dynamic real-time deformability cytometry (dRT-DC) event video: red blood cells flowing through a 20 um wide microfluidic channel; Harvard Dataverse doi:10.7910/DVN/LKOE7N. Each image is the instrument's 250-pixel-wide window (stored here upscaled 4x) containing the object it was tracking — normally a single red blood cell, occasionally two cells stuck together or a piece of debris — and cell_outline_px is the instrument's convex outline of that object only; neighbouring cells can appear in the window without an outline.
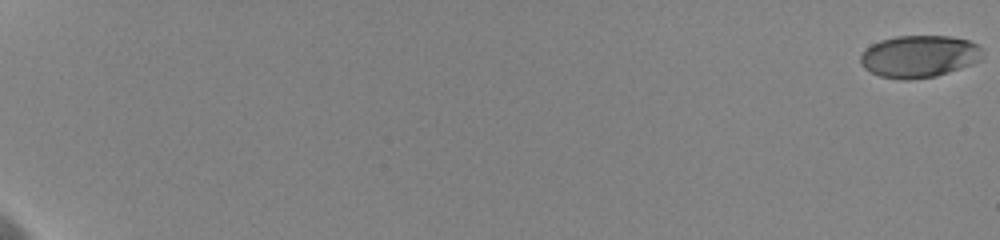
{"species": "human", "species_latin": "Homo sapiens", "temperature_condition": "cold", "stored_images_in_passage": 67, "camera_frame_rate_fps": 3000, "um_per_image_px": 0.085, "donor": {"sex": "female"}, "frame": {"image": 1, "passage_image": 1, "time_ms": 0.0, "image_size_px": [1000, 240], "cell_outline_px": [[980, 60], [972, 64], [936, 76], [908, 80], [900, 80], [880, 76], [864, 68], [860, 60], [860, 56], [872, 44], [880, 40], [896, 36], [948, 36], [968, 40], [976, 44], [980, 48]], "centroid_in_image_um": [78.1, 4.8], "position_along_channel_um": 6.9, "area_um2": 29.71}}
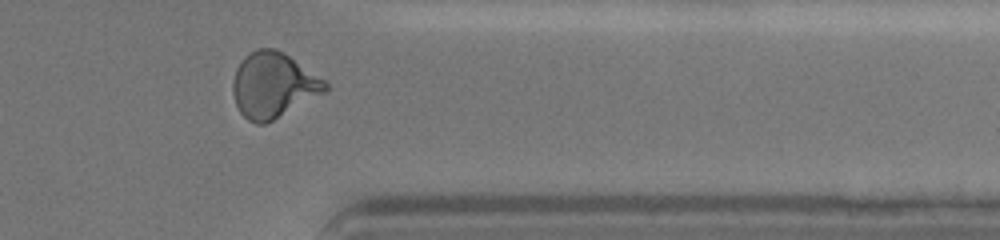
{"frame": {"image": 2, "passage_image": 60, "time_ms": 17.0, "image_size_px": [1000, 240], "cell_outline_px": [[328, 88], [324, 92], [272, 120], [264, 124], [256, 124], [248, 120], [240, 112], [236, 104], [232, 92], [232, 80], [236, 68], [244, 56], [248, 52], [256, 48], [276, 48], [284, 52], [324, 80], [328, 84]], "centroid_in_image_um": [23.17, 7.21], "position_along_channel_um": 388.2, "area_um2": 34.91}}
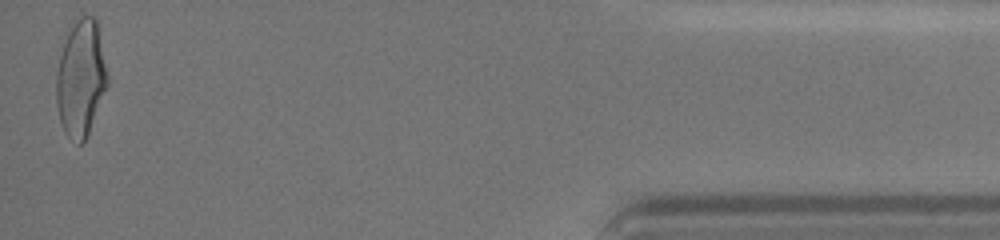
{"frame": {"image": 3, "passage_image": 67, "time_ms": 19.667, "image_size_px": [1000, 240], "cell_outline_px": [[108, 84], [88, 136], [84, 144], [80, 144], [68, 136], [64, 132], [60, 120], [56, 104], [56, 72], [60, 56], [64, 44], [76, 20], [80, 16], [96, 16], [108, 76]], "centroid_in_image_um": [6.88, 6.71], "position_along_channel_um": 428.3, "area_um2": 34.56}, "authors_computed_cell_mechanics": {"area_um2": 32.657, "velocity_mm_per_s": 3.6368, "shape_relaxation_time_tau1_ms": 3.6816, "shape_relaxation_time_tau2_ms": 1.2546, "deformation_change_tau1": 0.1516, "deformation_change_tau2": 0.0651}}